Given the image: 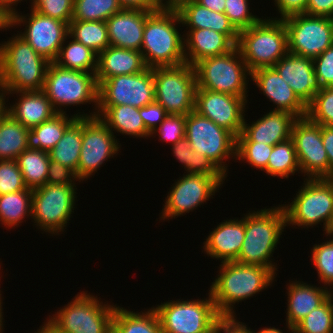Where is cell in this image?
Here are the masks:
<instances>
[{
	"label": "cell",
	"mask_w": 333,
	"mask_h": 333,
	"mask_svg": "<svg viewBox=\"0 0 333 333\" xmlns=\"http://www.w3.org/2000/svg\"><path fill=\"white\" fill-rule=\"evenodd\" d=\"M325 242L313 245L311 262L317 271L319 281L328 288H333V240L326 234ZM330 239V240H329Z\"/></svg>",
	"instance_id": "obj_44"
},
{
	"label": "cell",
	"mask_w": 333,
	"mask_h": 333,
	"mask_svg": "<svg viewBox=\"0 0 333 333\" xmlns=\"http://www.w3.org/2000/svg\"><path fill=\"white\" fill-rule=\"evenodd\" d=\"M207 298L168 300L156 310L163 333H203L222 316L218 313L210 292Z\"/></svg>",
	"instance_id": "obj_12"
},
{
	"label": "cell",
	"mask_w": 333,
	"mask_h": 333,
	"mask_svg": "<svg viewBox=\"0 0 333 333\" xmlns=\"http://www.w3.org/2000/svg\"><path fill=\"white\" fill-rule=\"evenodd\" d=\"M188 30V31H186ZM184 35V54L186 63L193 67L201 60L226 54L236 44L225 34L211 29H186Z\"/></svg>",
	"instance_id": "obj_27"
},
{
	"label": "cell",
	"mask_w": 333,
	"mask_h": 333,
	"mask_svg": "<svg viewBox=\"0 0 333 333\" xmlns=\"http://www.w3.org/2000/svg\"><path fill=\"white\" fill-rule=\"evenodd\" d=\"M185 137L193 151L210 159L227 177L225 163H229L227 159H236L237 137L233 133L192 111L186 115Z\"/></svg>",
	"instance_id": "obj_11"
},
{
	"label": "cell",
	"mask_w": 333,
	"mask_h": 333,
	"mask_svg": "<svg viewBox=\"0 0 333 333\" xmlns=\"http://www.w3.org/2000/svg\"><path fill=\"white\" fill-rule=\"evenodd\" d=\"M303 182L294 200L282 204L287 227L308 229L323 223L326 235L333 221V179L303 178Z\"/></svg>",
	"instance_id": "obj_5"
},
{
	"label": "cell",
	"mask_w": 333,
	"mask_h": 333,
	"mask_svg": "<svg viewBox=\"0 0 333 333\" xmlns=\"http://www.w3.org/2000/svg\"><path fill=\"white\" fill-rule=\"evenodd\" d=\"M98 117L82 118V146L77 167L81 183L90 179L108 159L118 155L121 143Z\"/></svg>",
	"instance_id": "obj_15"
},
{
	"label": "cell",
	"mask_w": 333,
	"mask_h": 333,
	"mask_svg": "<svg viewBox=\"0 0 333 333\" xmlns=\"http://www.w3.org/2000/svg\"><path fill=\"white\" fill-rule=\"evenodd\" d=\"M300 171L305 178H329V161L323 146L321 125L307 116L294 121L291 132Z\"/></svg>",
	"instance_id": "obj_19"
},
{
	"label": "cell",
	"mask_w": 333,
	"mask_h": 333,
	"mask_svg": "<svg viewBox=\"0 0 333 333\" xmlns=\"http://www.w3.org/2000/svg\"><path fill=\"white\" fill-rule=\"evenodd\" d=\"M245 239V214L234 219L223 220L209 233L203 242L202 252L222 262L236 261Z\"/></svg>",
	"instance_id": "obj_24"
},
{
	"label": "cell",
	"mask_w": 333,
	"mask_h": 333,
	"mask_svg": "<svg viewBox=\"0 0 333 333\" xmlns=\"http://www.w3.org/2000/svg\"><path fill=\"white\" fill-rule=\"evenodd\" d=\"M77 112L70 117L67 113H57L51 119L29 129L27 134V149L49 152L62 138L66 129L77 118L89 117L85 112Z\"/></svg>",
	"instance_id": "obj_32"
},
{
	"label": "cell",
	"mask_w": 333,
	"mask_h": 333,
	"mask_svg": "<svg viewBox=\"0 0 333 333\" xmlns=\"http://www.w3.org/2000/svg\"><path fill=\"white\" fill-rule=\"evenodd\" d=\"M218 268L208 292L222 317H236L234 305L272 286L277 277L270 268L236 261L222 262Z\"/></svg>",
	"instance_id": "obj_1"
},
{
	"label": "cell",
	"mask_w": 333,
	"mask_h": 333,
	"mask_svg": "<svg viewBox=\"0 0 333 333\" xmlns=\"http://www.w3.org/2000/svg\"><path fill=\"white\" fill-rule=\"evenodd\" d=\"M305 14L333 18V0H308Z\"/></svg>",
	"instance_id": "obj_55"
},
{
	"label": "cell",
	"mask_w": 333,
	"mask_h": 333,
	"mask_svg": "<svg viewBox=\"0 0 333 333\" xmlns=\"http://www.w3.org/2000/svg\"><path fill=\"white\" fill-rule=\"evenodd\" d=\"M139 114L143 119L145 128L151 133L155 130L168 115L165 109L156 101L139 108Z\"/></svg>",
	"instance_id": "obj_53"
},
{
	"label": "cell",
	"mask_w": 333,
	"mask_h": 333,
	"mask_svg": "<svg viewBox=\"0 0 333 333\" xmlns=\"http://www.w3.org/2000/svg\"><path fill=\"white\" fill-rule=\"evenodd\" d=\"M173 156L183 165L184 173H196L213 176L222 186L226 176L206 156L193 151L190 141L183 137L170 148Z\"/></svg>",
	"instance_id": "obj_36"
},
{
	"label": "cell",
	"mask_w": 333,
	"mask_h": 333,
	"mask_svg": "<svg viewBox=\"0 0 333 333\" xmlns=\"http://www.w3.org/2000/svg\"><path fill=\"white\" fill-rule=\"evenodd\" d=\"M251 80L256 84L261 94L263 93L275 105L271 111L288 112L296 118L307 115V105L281 78L274 67L254 70L251 73Z\"/></svg>",
	"instance_id": "obj_21"
},
{
	"label": "cell",
	"mask_w": 333,
	"mask_h": 333,
	"mask_svg": "<svg viewBox=\"0 0 333 333\" xmlns=\"http://www.w3.org/2000/svg\"><path fill=\"white\" fill-rule=\"evenodd\" d=\"M16 160H0V195L26 190Z\"/></svg>",
	"instance_id": "obj_49"
},
{
	"label": "cell",
	"mask_w": 333,
	"mask_h": 333,
	"mask_svg": "<svg viewBox=\"0 0 333 333\" xmlns=\"http://www.w3.org/2000/svg\"><path fill=\"white\" fill-rule=\"evenodd\" d=\"M221 187L222 185L213 176L196 173L183 174L169 189L159 221H170V219L184 216L194 209L197 210L210 198L212 199Z\"/></svg>",
	"instance_id": "obj_16"
},
{
	"label": "cell",
	"mask_w": 333,
	"mask_h": 333,
	"mask_svg": "<svg viewBox=\"0 0 333 333\" xmlns=\"http://www.w3.org/2000/svg\"><path fill=\"white\" fill-rule=\"evenodd\" d=\"M327 235H329V237L332 238V240H333V225H331Z\"/></svg>",
	"instance_id": "obj_68"
},
{
	"label": "cell",
	"mask_w": 333,
	"mask_h": 333,
	"mask_svg": "<svg viewBox=\"0 0 333 333\" xmlns=\"http://www.w3.org/2000/svg\"><path fill=\"white\" fill-rule=\"evenodd\" d=\"M16 162L28 189L34 190L47 183L50 163L48 152L26 149L16 158Z\"/></svg>",
	"instance_id": "obj_39"
},
{
	"label": "cell",
	"mask_w": 333,
	"mask_h": 333,
	"mask_svg": "<svg viewBox=\"0 0 333 333\" xmlns=\"http://www.w3.org/2000/svg\"><path fill=\"white\" fill-rule=\"evenodd\" d=\"M220 331H221V318L213 326H211L203 333H220Z\"/></svg>",
	"instance_id": "obj_67"
},
{
	"label": "cell",
	"mask_w": 333,
	"mask_h": 333,
	"mask_svg": "<svg viewBox=\"0 0 333 333\" xmlns=\"http://www.w3.org/2000/svg\"><path fill=\"white\" fill-rule=\"evenodd\" d=\"M264 172L267 176L280 177V179H288L289 176L295 175L297 172L301 173L296 150L291 138L273 146Z\"/></svg>",
	"instance_id": "obj_41"
},
{
	"label": "cell",
	"mask_w": 333,
	"mask_h": 333,
	"mask_svg": "<svg viewBox=\"0 0 333 333\" xmlns=\"http://www.w3.org/2000/svg\"><path fill=\"white\" fill-rule=\"evenodd\" d=\"M4 93L10 97L16 94L17 98H14L16 101L12 105L9 103L7 112L28 129L40 125L57 114L42 90Z\"/></svg>",
	"instance_id": "obj_28"
},
{
	"label": "cell",
	"mask_w": 333,
	"mask_h": 333,
	"mask_svg": "<svg viewBox=\"0 0 333 333\" xmlns=\"http://www.w3.org/2000/svg\"><path fill=\"white\" fill-rule=\"evenodd\" d=\"M155 101L153 68L106 79L98 84V107L130 105L141 108Z\"/></svg>",
	"instance_id": "obj_17"
},
{
	"label": "cell",
	"mask_w": 333,
	"mask_h": 333,
	"mask_svg": "<svg viewBox=\"0 0 333 333\" xmlns=\"http://www.w3.org/2000/svg\"><path fill=\"white\" fill-rule=\"evenodd\" d=\"M247 104L243 97L197 88L194 111L237 137L242 132Z\"/></svg>",
	"instance_id": "obj_20"
},
{
	"label": "cell",
	"mask_w": 333,
	"mask_h": 333,
	"mask_svg": "<svg viewBox=\"0 0 333 333\" xmlns=\"http://www.w3.org/2000/svg\"><path fill=\"white\" fill-rule=\"evenodd\" d=\"M34 333H43V332L37 328V331H35Z\"/></svg>",
	"instance_id": "obj_69"
},
{
	"label": "cell",
	"mask_w": 333,
	"mask_h": 333,
	"mask_svg": "<svg viewBox=\"0 0 333 333\" xmlns=\"http://www.w3.org/2000/svg\"><path fill=\"white\" fill-rule=\"evenodd\" d=\"M146 68L140 51L109 45L98 54L96 82L99 84L111 77L140 73Z\"/></svg>",
	"instance_id": "obj_30"
},
{
	"label": "cell",
	"mask_w": 333,
	"mask_h": 333,
	"mask_svg": "<svg viewBox=\"0 0 333 333\" xmlns=\"http://www.w3.org/2000/svg\"><path fill=\"white\" fill-rule=\"evenodd\" d=\"M272 149L273 146L260 142H237L235 161L247 162L251 167L264 171Z\"/></svg>",
	"instance_id": "obj_46"
},
{
	"label": "cell",
	"mask_w": 333,
	"mask_h": 333,
	"mask_svg": "<svg viewBox=\"0 0 333 333\" xmlns=\"http://www.w3.org/2000/svg\"><path fill=\"white\" fill-rule=\"evenodd\" d=\"M185 29H211L227 35L236 45L239 31L224 14L200 5L196 1H185L175 8Z\"/></svg>",
	"instance_id": "obj_29"
},
{
	"label": "cell",
	"mask_w": 333,
	"mask_h": 333,
	"mask_svg": "<svg viewBox=\"0 0 333 333\" xmlns=\"http://www.w3.org/2000/svg\"><path fill=\"white\" fill-rule=\"evenodd\" d=\"M158 8H176L185 0H154Z\"/></svg>",
	"instance_id": "obj_63"
},
{
	"label": "cell",
	"mask_w": 333,
	"mask_h": 333,
	"mask_svg": "<svg viewBox=\"0 0 333 333\" xmlns=\"http://www.w3.org/2000/svg\"><path fill=\"white\" fill-rule=\"evenodd\" d=\"M2 296H3V295H2V293L0 292V333H4V330H3V329H4V325H5V324H4V318H3V317H4V316H3V315H4V314H3L4 312H3V308H2V307H3V306H2V305H3V301H2L3 299H2V298H4V297H2Z\"/></svg>",
	"instance_id": "obj_66"
},
{
	"label": "cell",
	"mask_w": 333,
	"mask_h": 333,
	"mask_svg": "<svg viewBox=\"0 0 333 333\" xmlns=\"http://www.w3.org/2000/svg\"><path fill=\"white\" fill-rule=\"evenodd\" d=\"M69 36L97 55L110 45L107 25L104 21H71Z\"/></svg>",
	"instance_id": "obj_40"
},
{
	"label": "cell",
	"mask_w": 333,
	"mask_h": 333,
	"mask_svg": "<svg viewBox=\"0 0 333 333\" xmlns=\"http://www.w3.org/2000/svg\"><path fill=\"white\" fill-rule=\"evenodd\" d=\"M288 52L314 59L333 45V18L296 14L283 19Z\"/></svg>",
	"instance_id": "obj_14"
},
{
	"label": "cell",
	"mask_w": 333,
	"mask_h": 333,
	"mask_svg": "<svg viewBox=\"0 0 333 333\" xmlns=\"http://www.w3.org/2000/svg\"><path fill=\"white\" fill-rule=\"evenodd\" d=\"M51 62L18 33L0 43V88L4 92L40 91Z\"/></svg>",
	"instance_id": "obj_3"
},
{
	"label": "cell",
	"mask_w": 333,
	"mask_h": 333,
	"mask_svg": "<svg viewBox=\"0 0 333 333\" xmlns=\"http://www.w3.org/2000/svg\"><path fill=\"white\" fill-rule=\"evenodd\" d=\"M153 11L122 9L107 19L108 38L111 46L141 50L146 18Z\"/></svg>",
	"instance_id": "obj_25"
},
{
	"label": "cell",
	"mask_w": 333,
	"mask_h": 333,
	"mask_svg": "<svg viewBox=\"0 0 333 333\" xmlns=\"http://www.w3.org/2000/svg\"><path fill=\"white\" fill-rule=\"evenodd\" d=\"M249 0H226L224 14L238 30H244L258 23L262 18L250 12Z\"/></svg>",
	"instance_id": "obj_47"
},
{
	"label": "cell",
	"mask_w": 333,
	"mask_h": 333,
	"mask_svg": "<svg viewBox=\"0 0 333 333\" xmlns=\"http://www.w3.org/2000/svg\"><path fill=\"white\" fill-rule=\"evenodd\" d=\"M186 116L168 114L164 121L151 132V137L156 134L162 142L176 144L185 137ZM159 133V134H158Z\"/></svg>",
	"instance_id": "obj_50"
},
{
	"label": "cell",
	"mask_w": 333,
	"mask_h": 333,
	"mask_svg": "<svg viewBox=\"0 0 333 333\" xmlns=\"http://www.w3.org/2000/svg\"><path fill=\"white\" fill-rule=\"evenodd\" d=\"M23 0H0V6L12 17L15 13H17L16 6L21 3ZM31 1V5L33 0Z\"/></svg>",
	"instance_id": "obj_60"
},
{
	"label": "cell",
	"mask_w": 333,
	"mask_h": 333,
	"mask_svg": "<svg viewBox=\"0 0 333 333\" xmlns=\"http://www.w3.org/2000/svg\"><path fill=\"white\" fill-rule=\"evenodd\" d=\"M143 311L133 312L116 304L112 333H163L161 322L153 306Z\"/></svg>",
	"instance_id": "obj_33"
},
{
	"label": "cell",
	"mask_w": 333,
	"mask_h": 333,
	"mask_svg": "<svg viewBox=\"0 0 333 333\" xmlns=\"http://www.w3.org/2000/svg\"><path fill=\"white\" fill-rule=\"evenodd\" d=\"M321 136L329 161V178H333V126L321 125Z\"/></svg>",
	"instance_id": "obj_56"
},
{
	"label": "cell",
	"mask_w": 333,
	"mask_h": 333,
	"mask_svg": "<svg viewBox=\"0 0 333 333\" xmlns=\"http://www.w3.org/2000/svg\"><path fill=\"white\" fill-rule=\"evenodd\" d=\"M266 208L245 215V239L236 262L267 267L277 275L272 257L287 227L286 214L282 204Z\"/></svg>",
	"instance_id": "obj_2"
},
{
	"label": "cell",
	"mask_w": 333,
	"mask_h": 333,
	"mask_svg": "<svg viewBox=\"0 0 333 333\" xmlns=\"http://www.w3.org/2000/svg\"><path fill=\"white\" fill-rule=\"evenodd\" d=\"M255 122L247 123L245 117L242 132L237 136V142H260L270 146L291 138L292 126L297 119L288 112H266Z\"/></svg>",
	"instance_id": "obj_23"
},
{
	"label": "cell",
	"mask_w": 333,
	"mask_h": 333,
	"mask_svg": "<svg viewBox=\"0 0 333 333\" xmlns=\"http://www.w3.org/2000/svg\"><path fill=\"white\" fill-rule=\"evenodd\" d=\"M276 6V11L280 17H275L272 19H280L283 20L286 17L296 15V14H304L307 7L308 0H273Z\"/></svg>",
	"instance_id": "obj_54"
},
{
	"label": "cell",
	"mask_w": 333,
	"mask_h": 333,
	"mask_svg": "<svg viewBox=\"0 0 333 333\" xmlns=\"http://www.w3.org/2000/svg\"><path fill=\"white\" fill-rule=\"evenodd\" d=\"M246 328L248 330V333H285V332H283L282 329H279V328H276V327H273V326L272 327H264V328L260 329L257 332H255L256 330H254V331L251 330L250 327L248 328L247 325H246ZM286 328L288 329L287 333H294V328H292L287 323H286Z\"/></svg>",
	"instance_id": "obj_61"
},
{
	"label": "cell",
	"mask_w": 333,
	"mask_h": 333,
	"mask_svg": "<svg viewBox=\"0 0 333 333\" xmlns=\"http://www.w3.org/2000/svg\"><path fill=\"white\" fill-rule=\"evenodd\" d=\"M123 8L118 0H74L71 21H106Z\"/></svg>",
	"instance_id": "obj_42"
},
{
	"label": "cell",
	"mask_w": 333,
	"mask_h": 333,
	"mask_svg": "<svg viewBox=\"0 0 333 333\" xmlns=\"http://www.w3.org/2000/svg\"><path fill=\"white\" fill-rule=\"evenodd\" d=\"M123 9L155 11L158 9L154 0H118Z\"/></svg>",
	"instance_id": "obj_58"
},
{
	"label": "cell",
	"mask_w": 333,
	"mask_h": 333,
	"mask_svg": "<svg viewBox=\"0 0 333 333\" xmlns=\"http://www.w3.org/2000/svg\"><path fill=\"white\" fill-rule=\"evenodd\" d=\"M155 101L167 114L184 115L195 109L196 72L192 65L153 68Z\"/></svg>",
	"instance_id": "obj_13"
},
{
	"label": "cell",
	"mask_w": 333,
	"mask_h": 333,
	"mask_svg": "<svg viewBox=\"0 0 333 333\" xmlns=\"http://www.w3.org/2000/svg\"><path fill=\"white\" fill-rule=\"evenodd\" d=\"M82 146V118H77L64 132L58 143L48 152L50 160L72 169L77 167Z\"/></svg>",
	"instance_id": "obj_35"
},
{
	"label": "cell",
	"mask_w": 333,
	"mask_h": 333,
	"mask_svg": "<svg viewBox=\"0 0 333 333\" xmlns=\"http://www.w3.org/2000/svg\"><path fill=\"white\" fill-rule=\"evenodd\" d=\"M76 185H50L32 190V219L37 229L52 236L62 234L70 223L77 201ZM68 223V224H67Z\"/></svg>",
	"instance_id": "obj_10"
},
{
	"label": "cell",
	"mask_w": 333,
	"mask_h": 333,
	"mask_svg": "<svg viewBox=\"0 0 333 333\" xmlns=\"http://www.w3.org/2000/svg\"><path fill=\"white\" fill-rule=\"evenodd\" d=\"M76 181L80 180L76 176V173L67 166H64L58 162L50 160L47 184L50 185H76Z\"/></svg>",
	"instance_id": "obj_52"
},
{
	"label": "cell",
	"mask_w": 333,
	"mask_h": 333,
	"mask_svg": "<svg viewBox=\"0 0 333 333\" xmlns=\"http://www.w3.org/2000/svg\"><path fill=\"white\" fill-rule=\"evenodd\" d=\"M220 333H248L246 323H242L237 317H221Z\"/></svg>",
	"instance_id": "obj_57"
},
{
	"label": "cell",
	"mask_w": 333,
	"mask_h": 333,
	"mask_svg": "<svg viewBox=\"0 0 333 333\" xmlns=\"http://www.w3.org/2000/svg\"><path fill=\"white\" fill-rule=\"evenodd\" d=\"M1 265H2V263L0 262V271H1ZM0 276H1V273H0ZM0 281H1V279H0ZM0 292H2L1 290H0Z\"/></svg>",
	"instance_id": "obj_70"
},
{
	"label": "cell",
	"mask_w": 333,
	"mask_h": 333,
	"mask_svg": "<svg viewBox=\"0 0 333 333\" xmlns=\"http://www.w3.org/2000/svg\"><path fill=\"white\" fill-rule=\"evenodd\" d=\"M100 299L88 291H80L46 320L61 333H112L116 304Z\"/></svg>",
	"instance_id": "obj_7"
},
{
	"label": "cell",
	"mask_w": 333,
	"mask_h": 333,
	"mask_svg": "<svg viewBox=\"0 0 333 333\" xmlns=\"http://www.w3.org/2000/svg\"><path fill=\"white\" fill-rule=\"evenodd\" d=\"M9 97L6 98V94L4 93V91L0 88V120L6 115L7 113V106L8 103L6 104V102H8Z\"/></svg>",
	"instance_id": "obj_64"
},
{
	"label": "cell",
	"mask_w": 333,
	"mask_h": 333,
	"mask_svg": "<svg viewBox=\"0 0 333 333\" xmlns=\"http://www.w3.org/2000/svg\"><path fill=\"white\" fill-rule=\"evenodd\" d=\"M181 25L175 8H158L146 18L140 52L148 68L186 63L184 35L178 29Z\"/></svg>",
	"instance_id": "obj_4"
},
{
	"label": "cell",
	"mask_w": 333,
	"mask_h": 333,
	"mask_svg": "<svg viewBox=\"0 0 333 333\" xmlns=\"http://www.w3.org/2000/svg\"><path fill=\"white\" fill-rule=\"evenodd\" d=\"M11 28V16L0 6V31Z\"/></svg>",
	"instance_id": "obj_62"
},
{
	"label": "cell",
	"mask_w": 333,
	"mask_h": 333,
	"mask_svg": "<svg viewBox=\"0 0 333 333\" xmlns=\"http://www.w3.org/2000/svg\"><path fill=\"white\" fill-rule=\"evenodd\" d=\"M195 1L200 5L210 9L211 11L224 13L226 0H195Z\"/></svg>",
	"instance_id": "obj_59"
},
{
	"label": "cell",
	"mask_w": 333,
	"mask_h": 333,
	"mask_svg": "<svg viewBox=\"0 0 333 333\" xmlns=\"http://www.w3.org/2000/svg\"><path fill=\"white\" fill-rule=\"evenodd\" d=\"M73 5L74 0H33L30 8L69 25L73 18Z\"/></svg>",
	"instance_id": "obj_48"
},
{
	"label": "cell",
	"mask_w": 333,
	"mask_h": 333,
	"mask_svg": "<svg viewBox=\"0 0 333 333\" xmlns=\"http://www.w3.org/2000/svg\"><path fill=\"white\" fill-rule=\"evenodd\" d=\"M95 74L64 69L51 62L42 91L57 113L66 114L63 108L67 110L68 106L88 103L93 106L94 103V111L88 112L89 117H94L98 109V84Z\"/></svg>",
	"instance_id": "obj_8"
},
{
	"label": "cell",
	"mask_w": 333,
	"mask_h": 333,
	"mask_svg": "<svg viewBox=\"0 0 333 333\" xmlns=\"http://www.w3.org/2000/svg\"><path fill=\"white\" fill-rule=\"evenodd\" d=\"M294 333H333V293L294 327Z\"/></svg>",
	"instance_id": "obj_43"
},
{
	"label": "cell",
	"mask_w": 333,
	"mask_h": 333,
	"mask_svg": "<svg viewBox=\"0 0 333 333\" xmlns=\"http://www.w3.org/2000/svg\"><path fill=\"white\" fill-rule=\"evenodd\" d=\"M312 122L333 126V87H324L307 105V115Z\"/></svg>",
	"instance_id": "obj_45"
},
{
	"label": "cell",
	"mask_w": 333,
	"mask_h": 333,
	"mask_svg": "<svg viewBox=\"0 0 333 333\" xmlns=\"http://www.w3.org/2000/svg\"><path fill=\"white\" fill-rule=\"evenodd\" d=\"M28 130L6 113L0 120V160H16L27 149Z\"/></svg>",
	"instance_id": "obj_38"
},
{
	"label": "cell",
	"mask_w": 333,
	"mask_h": 333,
	"mask_svg": "<svg viewBox=\"0 0 333 333\" xmlns=\"http://www.w3.org/2000/svg\"><path fill=\"white\" fill-rule=\"evenodd\" d=\"M43 323L44 324H42L41 327L39 326V329L43 333H61V332L57 331L47 320Z\"/></svg>",
	"instance_id": "obj_65"
},
{
	"label": "cell",
	"mask_w": 333,
	"mask_h": 333,
	"mask_svg": "<svg viewBox=\"0 0 333 333\" xmlns=\"http://www.w3.org/2000/svg\"><path fill=\"white\" fill-rule=\"evenodd\" d=\"M290 281L286 285L288 302L285 320L294 328L312 310L322 305L332 295V291L324 285L320 287L302 280Z\"/></svg>",
	"instance_id": "obj_26"
},
{
	"label": "cell",
	"mask_w": 333,
	"mask_h": 333,
	"mask_svg": "<svg viewBox=\"0 0 333 333\" xmlns=\"http://www.w3.org/2000/svg\"><path fill=\"white\" fill-rule=\"evenodd\" d=\"M97 59L98 55L94 51L73 38L70 39L68 35L53 63L68 70L96 73Z\"/></svg>",
	"instance_id": "obj_34"
},
{
	"label": "cell",
	"mask_w": 333,
	"mask_h": 333,
	"mask_svg": "<svg viewBox=\"0 0 333 333\" xmlns=\"http://www.w3.org/2000/svg\"><path fill=\"white\" fill-rule=\"evenodd\" d=\"M114 133L133 138L148 139L151 133L145 128L139 108L130 105L98 107L97 115ZM135 136V137H134Z\"/></svg>",
	"instance_id": "obj_31"
},
{
	"label": "cell",
	"mask_w": 333,
	"mask_h": 333,
	"mask_svg": "<svg viewBox=\"0 0 333 333\" xmlns=\"http://www.w3.org/2000/svg\"><path fill=\"white\" fill-rule=\"evenodd\" d=\"M273 67L306 105L322 89L311 58L288 52Z\"/></svg>",
	"instance_id": "obj_22"
},
{
	"label": "cell",
	"mask_w": 333,
	"mask_h": 333,
	"mask_svg": "<svg viewBox=\"0 0 333 333\" xmlns=\"http://www.w3.org/2000/svg\"><path fill=\"white\" fill-rule=\"evenodd\" d=\"M32 190L26 189L0 195V223L8 229L16 228L32 217ZM24 220V221H23ZM20 224V225H19Z\"/></svg>",
	"instance_id": "obj_37"
},
{
	"label": "cell",
	"mask_w": 333,
	"mask_h": 333,
	"mask_svg": "<svg viewBox=\"0 0 333 333\" xmlns=\"http://www.w3.org/2000/svg\"><path fill=\"white\" fill-rule=\"evenodd\" d=\"M236 46L251 73L273 67L288 53L287 29L283 20L262 17L258 23L239 31Z\"/></svg>",
	"instance_id": "obj_6"
},
{
	"label": "cell",
	"mask_w": 333,
	"mask_h": 333,
	"mask_svg": "<svg viewBox=\"0 0 333 333\" xmlns=\"http://www.w3.org/2000/svg\"><path fill=\"white\" fill-rule=\"evenodd\" d=\"M194 69L197 88L243 97L248 101L251 72L237 46L226 54L199 61Z\"/></svg>",
	"instance_id": "obj_9"
},
{
	"label": "cell",
	"mask_w": 333,
	"mask_h": 333,
	"mask_svg": "<svg viewBox=\"0 0 333 333\" xmlns=\"http://www.w3.org/2000/svg\"><path fill=\"white\" fill-rule=\"evenodd\" d=\"M313 63L321 87H333V45L314 58Z\"/></svg>",
	"instance_id": "obj_51"
},
{
	"label": "cell",
	"mask_w": 333,
	"mask_h": 333,
	"mask_svg": "<svg viewBox=\"0 0 333 333\" xmlns=\"http://www.w3.org/2000/svg\"><path fill=\"white\" fill-rule=\"evenodd\" d=\"M15 13L11 17V29L25 26L17 33L40 55L53 62L69 35V25L61 20L44 16L30 9V13Z\"/></svg>",
	"instance_id": "obj_18"
}]
</instances>
